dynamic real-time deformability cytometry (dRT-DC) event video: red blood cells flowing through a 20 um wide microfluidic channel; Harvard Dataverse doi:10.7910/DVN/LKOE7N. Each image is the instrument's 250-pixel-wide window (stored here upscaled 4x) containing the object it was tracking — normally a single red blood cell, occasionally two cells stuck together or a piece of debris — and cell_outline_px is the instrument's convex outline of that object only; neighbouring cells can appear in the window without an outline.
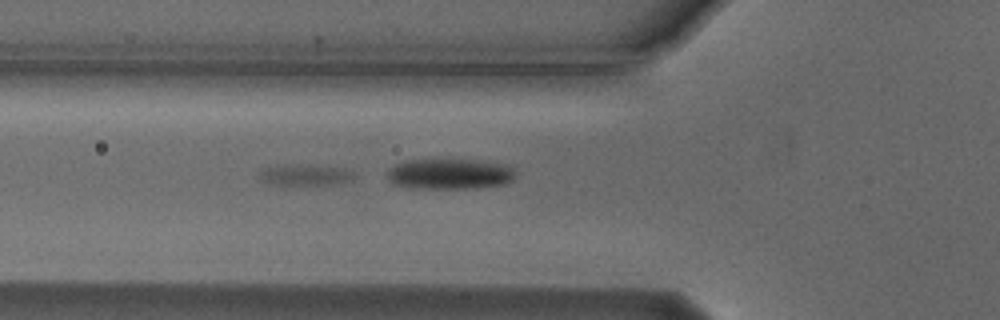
{"species": "Egyptian fruit bat (a non-hibernating species)", "species_latin": "Rousettus aegyptiacus", "temperature_condition": "cold", "stored_images_in_passage": 54, "segment_of_instrument_passage": [2, 2], "camera_frame_rate_fps": 3000, "um_per_image_px": 0.085, "animal": {"sex": "male"}, "frame": {"image": 1, "passage_image": 19, "time_ms": 6.0, "image_size_px": [1000, 320], "cell_outline_px": [[356, 176], [352, 180], [332, 184], [276, 184], [260, 180], [260, 172], [264, 168], [276, 164], [340, 168], [356, 172]], "centroid_in_image_um": [25.94, 14.86], "position_along_channel_um": 99.9, "area_um2": 11.21}}